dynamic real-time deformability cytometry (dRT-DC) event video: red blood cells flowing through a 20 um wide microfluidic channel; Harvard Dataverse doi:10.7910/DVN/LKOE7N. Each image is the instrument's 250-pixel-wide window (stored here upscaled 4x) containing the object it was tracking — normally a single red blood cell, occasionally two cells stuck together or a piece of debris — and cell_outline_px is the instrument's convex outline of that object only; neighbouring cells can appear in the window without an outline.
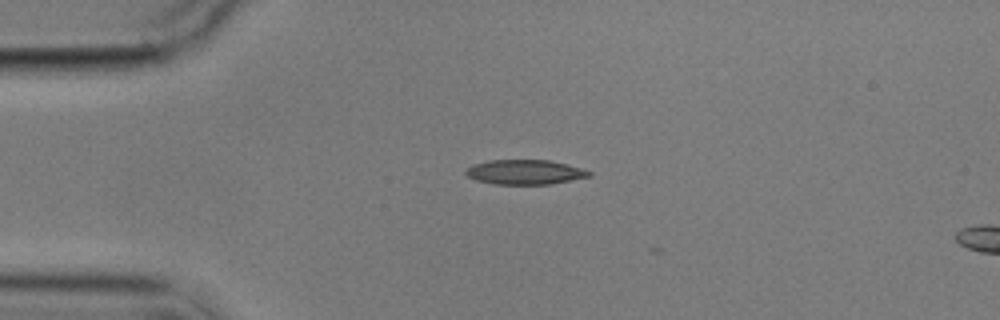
{"species": "common noctule bat (a hibernating species)", "species_latin": "Nyctalus noctula", "temperature_condition": "cold", "stored_images_in_passage": 2, "camera_frame_rate_fps": 3000, "um_per_image_px": 0.085, "animal": {"sex": "male", "body_mass_g": 17.9}, "frame": {"image": 1, "passage_image": 1, "time_ms": 0.0, "image_size_px": [1000, 320], "cell_outline_px": [[592, 176], [548, 184], [496, 184], [476, 180], [468, 176], [464, 172], [472, 164], [488, 160], [548, 160], [568, 164], [592, 172]], "centroid_in_image_um": [44.61, 14.62], "position_along_channel_um": 40.4, "area_um2": 17.63}}